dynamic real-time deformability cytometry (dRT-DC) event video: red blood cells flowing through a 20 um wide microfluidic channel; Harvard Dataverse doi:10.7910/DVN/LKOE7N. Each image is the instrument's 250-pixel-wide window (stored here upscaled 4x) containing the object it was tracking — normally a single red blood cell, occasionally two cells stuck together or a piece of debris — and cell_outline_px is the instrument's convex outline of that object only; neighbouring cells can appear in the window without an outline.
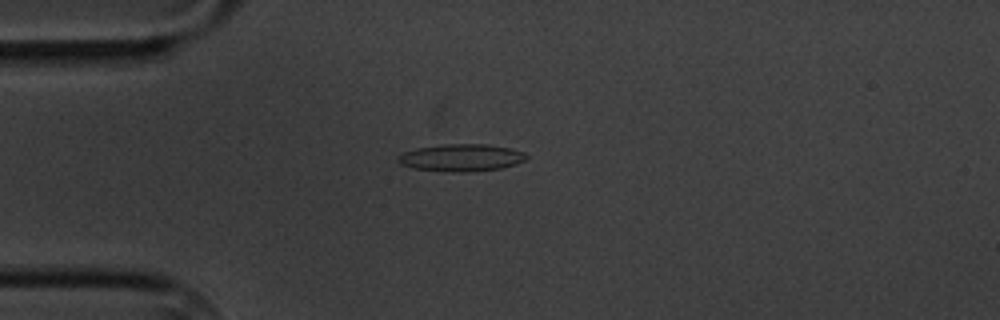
{"species": "common noctule bat (a hibernating species)", "species_latin": "Nyctalus noctula", "temperature_condition": "cold", "stored_images_in_passage": 3, "camera_frame_rate_fps": 3000, "um_per_image_px": 0.085, "animal": {"sex": "male", "body_mass_g": 20.1, "forearm_length_mm": 53.5}, "frame": {"image": 1, "passage_image": 1, "time_ms": 0.0, "image_size_px": [1000, 320], "cell_outline_px": [[528, 156], [524, 160], [516, 164], [500, 168], [468, 172], [452, 172], [412, 168], [400, 164], [396, 160], [396, 156], [404, 152], [416, 148], [444, 144], [488, 144], [512, 148], [524, 152]], "centroid_in_image_um": [39.19, 13.4], "position_along_channel_um": 45.8, "area_um2": 20.52}}
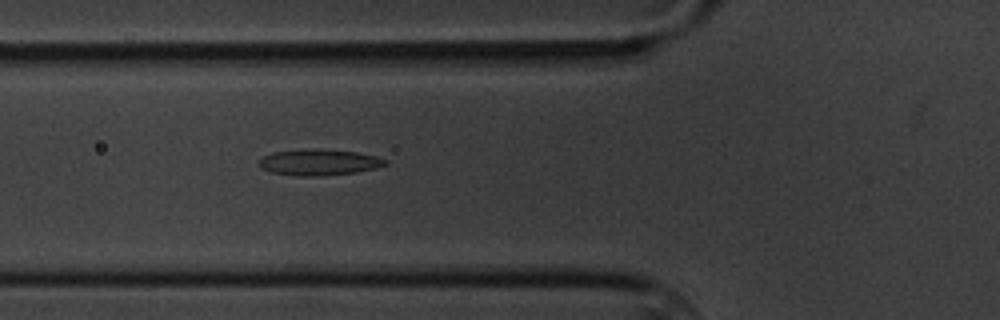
{"frame": {"image": 2, "passage_image": 3, "time_ms": 2.0, "image_size_px": [1000, 320], "cell_outline_px": [[388, 164], [376, 168], [356, 172], [320, 176], [296, 176], [272, 172], [260, 168], [260, 160], [264, 156], [272, 152], [312, 148], [316, 148], [356, 152], [376, 156], [388, 160]], "centroid_in_image_um": [27.14, 13.79], "position_along_channel_um": 98.7, "area_um2": 19.25}}